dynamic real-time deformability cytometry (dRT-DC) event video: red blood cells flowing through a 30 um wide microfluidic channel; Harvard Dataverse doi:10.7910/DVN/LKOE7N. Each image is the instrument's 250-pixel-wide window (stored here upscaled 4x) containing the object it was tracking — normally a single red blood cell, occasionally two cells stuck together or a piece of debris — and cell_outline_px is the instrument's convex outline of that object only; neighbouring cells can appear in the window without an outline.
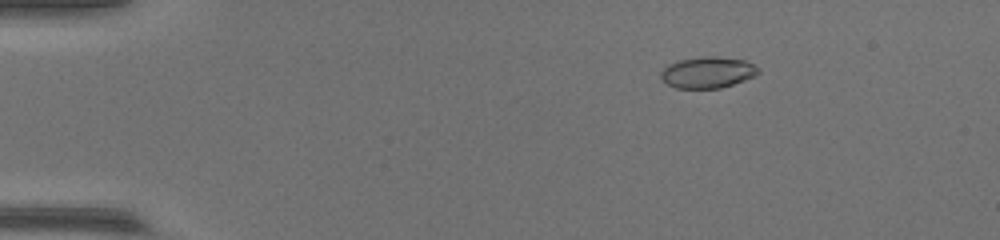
{"species": "common noctule bat (a hibernating species)", "species_latin": "Nyctalus noctula", "temperature_condition": "warm", "stored_images_in_passage": 54, "camera_frame_rate_fps": 3000, "um_per_image_px": 0.085, "animal": {"sex": "female", "body_mass_g": 17.0, "forearm_length_mm": 48.0}, "frame": {"image": 1, "passage_image": 8, "time_ms": 2.333, "image_size_px": [1000, 240], "cell_outline_px": [[760, 72], [756, 76], [720, 88], [676, 88], [668, 84], [660, 76], [660, 72], [668, 64], [676, 60], [704, 56], [716, 56], [744, 60], [760, 68]], "centroid_in_image_um": [60.15, 6.14], "position_along_channel_um": 24.8, "area_um2": 17.8}}
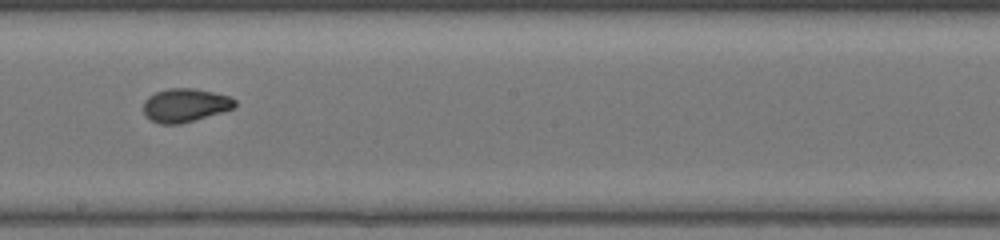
{"frame": {"image": 2, "passage_image": 31, "time_ms": 10.0, "image_size_px": [1000, 240], "cell_outline_px": [[236, 104], [232, 108], [220, 112], [180, 124], [160, 124], [144, 116], [144, 100], [148, 96], [156, 92], [168, 88], [192, 88], [212, 92], [228, 96], [236, 100]], "centroid_in_image_um": [15.69, 8.94], "position_along_channel_um": 232.5, "area_um2": 17.63}}
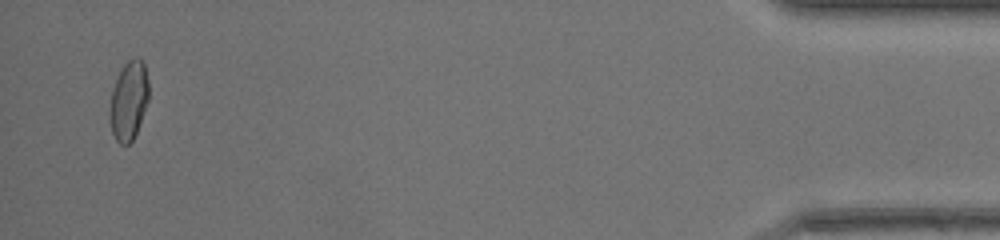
{"frame": {"image": 3, "passage_image": 52, "time_ms": 17.0, "image_size_px": [1000, 240], "cell_outline_px": [[148, 100], [136, 132], [132, 140], [128, 144], [120, 144], [116, 140], [112, 132], [108, 116], [108, 108], [112, 88], [124, 64], [128, 60], [136, 56], [144, 64], [148, 80]], "centroid_in_image_um": [10.91, 8.55], "position_along_channel_um": 424.3, "area_um2": 17.92}}